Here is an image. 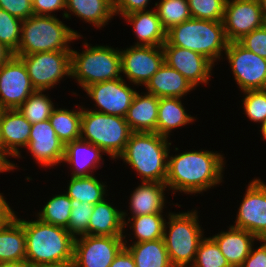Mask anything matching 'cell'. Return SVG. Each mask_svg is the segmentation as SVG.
<instances>
[{"label": "cell", "mask_w": 266, "mask_h": 267, "mask_svg": "<svg viewBox=\"0 0 266 267\" xmlns=\"http://www.w3.org/2000/svg\"><path fill=\"white\" fill-rule=\"evenodd\" d=\"M218 151L193 150L169 155L165 184L172 194H201L223 182L224 155ZM174 191V192H173Z\"/></svg>", "instance_id": "obj_1"}, {"label": "cell", "mask_w": 266, "mask_h": 267, "mask_svg": "<svg viewBox=\"0 0 266 267\" xmlns=\"http://www.w3.org/2000/svg\"><path fill=\"white\" fill-rule=\"evenodd\" d=\"M23 225L26 238V260L35 267L73 262L75 238L61 226L37 220H24L15 216Z\"/></svg>", "instance_id": "obj_2"}, {"label": "cell", "mask_w": 266, "mask_h": 267, "mask_svg": "<svg viewBox=\"0 0 266 267\" xmlns=\"http://www.w3.org/2000/svg\"><path fill=\"white\" fill-rule=\"evenodd\" d=\"M169 138L156 132H132L124 152L117 158L129 164L140 182L165 183L167 178Z\"/></svg>", "instance_id": "obj_3"}, {"label": "cell", "mask_w": 266, "mask_h": 267, "mask_svg": "<svg viewBox=\"0 0 266 267\" xmlns=\"http://www.w3.org/2000/svg\"><path fill=\"white\" fill-rule=\"evenodd\" d=\"M163 45L192 50L215 65V62H220L223 58L228 40L223 22L191 18L171 27L166 32V42Z\"/></svg>", "instance_id": "obj_4"}, {"label": "cell", "mask_w": 266, "mask_h": 267, "mask_svg": "<svg viewBox=\"0 0 266 267\" xmlns=\"http://www.w3.org/2000/svg\"><path fill=\"white\" fill-rule=\"evenodd\" d=\"M83 37L55 16L32 15L22 20L21 37L14 55L71 50V42Z\"/></svg>", "instance_id": "obj_5"}, {"label": "cell", "mask_w": 266, "mask_h": 267, "mask_svg": "<svg viewBox=\"0 0 266 267\" xmlns=\"http://www.w3.org/2000/svg\"><path fill=\"white\" fill-rule=\"evenodd\" d=\"M198 211L168 212L163 239L173 267H191L197 254L204 229L199 224ZM203 229V230H202Z\"/></svg>", "instance_id": "obj_6"}, {"label": "cell", "mask_w": 266, "mask_h": 267, "mask_svg": "<svg viewBox=\"0 0 266 267\" xmlns=\"http://www.w3.org/2000/svg\"><path fill=\"white\" fill-rule=\"evenodd\" d=\"M86 42L82 52L71 49V77L84 90L91 84L121 78L120 49Z\"/></svg>", "instance_id": "obj_7"}, {"label": "cell", "mask_w": 266, "mask_h": 267, "mask_svg": "<svg viewBox=\"0 0 266 267\" xmlns=\"http://www.w3.org/2000/svg\"><path fill=\"white\" fill-rule=\"evenodd\" d=\"M131 133L124 117L99 113L82 106L80 138L98 146L111 160L124 152Z\"/></svg>", "instance_id": "obj_8"}, {"label": "cell", "mask_w": 266, "mask_h": 267, "mask_svg": "<svg viewBox=\"0 0 266 267\" xmlns=\"http://www.w3.org/2000/svg\"><path fill=\"white\" fill-rule=\"evenodd\" d=\"M20 57L35 90L48 91L66 77H71V50L47 51Z\"/></svg>", "instance_id": "obj_9"}, {"label": "cell", "mask_w": 266, "mask_h": 267, "mask_svg": "<svg viewBox=\"0 0 266 267\" xmlns=\"http://www.w3.org/2000/svg\"><path fill=\"white\" fill-rule=\"evenodd\" d=\"M224 54L240 91L266 89V58L245 49L238 42H228Z\"/></svg>", "instance_id": "obj_10"}, {"label": "cell", "mask_w": 266, "mask_h": 267, "mask_svg": "<svg viewBox=\"0 0 266 267\" xmlns=\"http://www.w3.org/2000/svg\"><path fill=\"white\" fill-rule=\"evenodd\" d=\"M125 247L124 237L82 235L75 238V267H110Z\"/></svg>", "instance_id": "obj_11"}, {"label": "cell", "mask_w": 266, "mask_h": 267, "mask_svg": "<svg viewBox=\"0 0 266 267\" xmlns=\"http://www.w3.org/2000/svg\"><path fill=\"white\" fill-rule=\"evenodd\" d=\"M121 74L129 83L145 86L164 63L162 46L131 45L120 50Z\"/></svg>", "instance_id": "obj_12"}, {"label": "cell", "mask_w": 266, "mask_h": 267, "mask_svg": "<svg viewBox=\"0 0 266 267\" xmlns=\"http://www.w3.org/2000/svg\"><path fill=\"white\" fill-rule=\"evenodd\" d=\"M234 223L232 226L266 240V183L260 178L249 182Z\"/></svg>", "instance_id": "obj_13"}, {"label": "cell", "mask_w": 266, "mask_h": 267, "mask_svg": "<svg viewBox=\"0 0 266 267\" xmlns=\"http://www.w3.org/2000/svg\"><path fill=\"white\" fill-rule=\"evenodd\" d=\"M84 91L95 103V109L91 108L90 110L124 118L137 93V90L127 84L123 76L91 84Z\"/></svg>", "instance_id": "obj_14"}, {"label": "cell", "mask_w": 266, "mask_h": 267, "mask_svg": "<svg viewBox=\"0 0 266 267\" xmlns=\"http://www.w3.org/2000/svg\"><path fill=\"white\" fill-rule=\"evenodd\" d=\"M34 91L20 57L13 55L0 66V110L18 109Z\"/></svg>", "instance_id": "obj_15"}, {"label": "cell", "mask_w": 266, "mask_h": 267, "mask_svg": "<svg viewBox=\"0 0 266 267\" xmlns=\"http://www.w3.org/2000/svg\"><path fill=\"white\" fill-rule=\"evenodd\" d=\"M223 24L228 42H237L263 27L264 18L258 0H226Z\"/></svg>", "instance_id": "obj_16"}, {"label": "cell", "mask_w": 266, "mask_h": 267, "mask_svg": "<svg viewBox=\"0 0 266 267\" xmlns=\"http://www.w3.org/2000/svg\"><path fill=\"white\" fill-rule=\"evenodd\" d=\"M164 62L180 72L195 88L208 84L215 65L203 55L189 49L162 45Z\"/></svg>", "instance_id": "obj_17"}, {"label": "cell", "mask_w": 266, "mask_h": 267, "mask_svg": "<svg viewBox=\"0 0 266 267\" xmlns=\"http://www.w3.org/2000/svg\"><path fill=\"white\" fill-rule=\"evenodd\" d=\"M36 162L44 167L60 165L63 161L65 145L58 138L49 119L31 125L29 143L25 147Z\"/></svg>", "instance_id": "obj_18"}, {"label": "cell", "mask_w": 266, "mask_h": 267, "mask_svg": "<svg viewBox=\"0 0 266 267\" xmlns=\"http://www.w3.org/2000/svg\"><path fill=\"white\" fill-rule=\"evenodd\" d=\"M103 154L98 146L80 138L65 145L62 164H69L72 177L92 176L94 170L102 168Z\"/></svg>", "instance_id": "obj_19"}, {"label": "cell", "mask_w": 266, "mask_h": 267, "mask_svg": "<svg viewBox=\"0 0 266 267\" xmlns=\"http://www.w3.org/2000/svg\"><path fill=\"white\" fill-rule=\"evenodd\" d=\"M31 125L18 109L0 110V137L11 157H22L20 149L29 143Z\"/></svg>", "instance_id": "obj_20"}, {"label": "cell", "mask_w": 266, "mask_h": 267, "mask_svg": "<svg viewBox=\"0 0 266 267\" xmlns=\"http://www.w3.org/2000/svg\"><path fill=\"white\" fill-rule=\"evenodd\" d=\"M231 267H240L259 239L247 230L232 225L211 237Z\"/></svg>", "instance_id": "obj_21"}, {"label": "cell", "mask_w": 266, "mask_h": 267, "mask_svg": "<svg viewBox=\"0 0 266 267\" xmlns=\"http://www.w3.org/2000/svg\"><path fill=\"white\" fill-rule=\"evenodd\" d=\"M146 93L158 98H183L196 88L176 69L165 62L145 85Z\"/></svg>", "instance_id": "obj_22"}, {"label": "cell", "mask_w": 266, "mask_h": 267, "mask_svg": "<svg viewBox=\"0 0 266 267\" xmlns=\"http://www.w3.org/2000/svg\"><path fill=\"white\" fill-rule=\"evenodd\" d=\"M128 214L125 210L117 209L107 199L94 205L89 220L88 235L123 237L124 222Z\"/></svg>", "instance_id": "obj_23"}, {"label": "cell", "mask_w": 266, "mask_h": 267, "mask_svg": "<svg viewBox=\"0 0 266 267\" xmlns=\"http://www.w3.org/2000/svg\"><path fill=\"white\" fill-rule=\"evenodd\" d=\"M132 25L137 41L134 45L162 46L166 42V30L163 28L155 7L138 11L122 17Z\"/></svg>", "instance_id": "obj_24"}, {"label": "cell", "mask_w": 266, "mask_h": 267, "mask_svg": "<svg viewBox=\"0 0 266 267\" xmlns=\"http://www.w3.org/2000/svg\"><path fill=\"white\" fill-rule=\"evenodd\" d=\"M167 185L161 182H141L131 193L129 212L131 217L165 213Z\"/></svg>", "instance_id": "obj_25"}, {"label": "cell", "mask_w": 266, "mask_h": 267, "mask_svg": "<svg viewBox=\"0 0 266 267\" xmlns=\"http://www.w3.org/2000/svg\"><path fill=\"white\" fill-rule=\"evenodd\" d=\"M72 14L96 28H104L115 15L113 0H66L62 16L71 19Z\"/></svg>", "instance_id": "obj_26"}, {"label": "cell", "mask_w": 266, "mask_h": 267, "mask_svg": "<svg viewBox=\"0 0 266 267\" xmlns=\"http://www.w3.org/2000/svg\"><path fill=\"white\" fill-rule=\"evenodd\" d=\"M159 98L137 92L125 116L132 132H156Z\"/></svg>", "instance_id": "obj_27"}, {"label": "cell", "mask_w": 266, "mask_h": 267, "mask_svg": "<svg viewBox=\"0 0 266 267\" xmlns=\"http://www.w3.org/2000/svg\"><path fill=\"white\" fill-rule=\"evenodd\" d=\"M185 110L181 98H159L156 133L170 138L172 130L192 124L196 119Z\"/></svg>", "instance_id": "obj_28"}, {"label": "cell", "mask_w": 266, "mask_h": 267, "mask_svg": "<svg viewBox=\"0 0 266 267\" xmlns=\"http://www.w3.org/2000/svg\"><path fill=\"white\" fill-rule=\"evenodd\" d=\"M26 260V238L21 222L15 217L0 228V263Z\"/></svg>", "instance_id": "obj_29"}, {"label": "cell", "mask_w": 266, "mask_h": 267, "mask_svg": "<svg viewBox=\"0 0 266 267\" xmlns=\"http://www.w3.org/2000/svg\"><path fill=\"white\" fill-rule=\"evenodd\" d=\"M123 237L125 248L133 256L136 267H173L163 238L128 244L125 234Z\"/></svg>", "instance_id": "obj_30"}, {"label": "cell", "mask_w": 266, "mask_h": 267, "mask_svg": "<svg viewBox=\"0 0 266 267\" xmlns=\"http://www.w3.org/2000/svg\"><path fill=\"white\" fill-rule=\"evenodd\" d=\"M81 114V105L77 109L72 110L58 107L53 110L49 122L64 145L80 139Z\"/></svg>", "instance_id": "obj_31"}, {"label": "cell", "mask_w": 266, "mask_h": 267, "mask_svg": "<svg viewBox=\"0 0 266 267\" xmlns=\"http://www.w3.org/2000/svg\"><path fill=\"white\" fill-rule=\"evenodd\" d=\"M67 191L65 192L70 199L95 205L103 201L108 191L105 183L96 176L72 177L68 180Z\"/></svg>", "instance_id": "obj_32"}, {"label": "cell", "mask_w": 266, "mask_h": 267, "mask_svg": "<svg viewBox=\"0 0 266 267\" xmlns=\"http://www.w3.org/2000/svg\"><path fill=\"white\" fill-rule=\"evenodd\" d=\"M163 213L147 214L143 216L128 217L124 222V227L129 226L133 231L134 239L132 243H140L144 241H154L163 238L165 215Z\"/></svg>", "instance_id": "obj_33"}, {"label": "cell", "mask_w": 266, "mask_h": 267, "mask_svg": "<svg viewBox=\"0 0 266 267\" xmlns=\"http://www.w3.org/2000/svg\"><path fill=\"white\" fill-rule=\"evenodd\" d=\"M71 199L66 193L55 194L50 197L49 201L43 206L41 211L37 212L36 217L43 222L68 227L69 218L71 214Z\"/></svg>", "instance_id": "obj_34"}, {"label": "cell", "mask_w": 266, "mask_h": 267, "mask_svg": "<svg viewBox=\"0 0 266 267\" xmlns=\"http://www.w3.org/2000/svg\"><path fill=\"white\" fill-rule=\"evenodd\" d=\"M45 91L35 90L18 108L22 115L31 123L46 121L56 108Z\"/></svg>", "instance_id": "obj_35"}, {"label": "cell", "mask_w": 266, "mask_h": 267, "mask_svg": "<svg viewBox=\"0 0 266 267\" xmlns=\"http://www.w3.org/2000/svg\"><path fill=\"white\" fill-rule=\"evenodd\" d=\"M154 7L166 31L192 18L187 0H160Z\"/></svg>", "instance_id": "obj_36"}, {"label": "cell", "mask_w": 266, "mask_h": 267, "mask_svg": "<svg viewBox=\"0 0 266 267\" xmlns=\"http://www.w3.org/2000/svg\"><path fill=\"white\" fill-rule=\"evenodd\" d=\"M191 267H231L220 251L217 243L210 237H204L197 248V254Z\"/></svg>", "instance_id": "obj_37"}, {"label": "cell", "mask_w": 266, "mask_h": 267, "mask_svg": "<svg viewBox=\"0 0 266 267\" xmlns=\"http://www.w3.org/2000/svg\"><path fill=\"white\" fill-rule=\"evenodd\" d=\"M71 214L69 218L68 232L74 237L88 235V225L93 213L94 205L71 199Z\"/></svg>", "instance_id": "obj_38"}, {"label": "cell", "mask_w": 266, "mask_h": 267, "mask_svg": "<svg viewBox=\"0 0 266 267\" xmlns=\"http://www.w3.org/2000/svg\"><path fill=\"white\" fill-rule=\"evenodd\" d=\"M22 20L0 8V43L13 53L18 50Z\"/></svg>", "instance_id": "obj_39"}, {"label": "cell", "mask_w": 266, "mask_h": 267, "mask_svg": "<svg viewBox=\"0 0 266 267\" xmlns=\"http://www.w3.org/2000/svg\"><path fill=\"white\" fill-rule=\"evenodd\" d=\"M194 19L223 22L226 0H187Z\"/></svg>", "instance_id": "obj_40"}, {"label": "cell", "mask_w": 266, "mask_h": 267, "mask_svg": "<svg viewBox=\"0 0 266 267\" xmlns=\"http://www.w3.org/2000/svg\"><path fill=\"white\" fill-rule=\"evenodd\" d=\"M244 94L243 109L249 120L253 123L262 124L266 119V89L264 90H248L242 92Z\"/></svg>", "instance_id": "obj_41"}, {"label": "cell", "mask_w": 266, "mask_h": 267, "mask_svg": "<svg viewBox=\"0 0 266 267\" xmlns=\"http://www.w3.org/2000/svg\"><path fill=\"white\" fill-rule=\"evenodd\" d=\"M245 49L266 58V28L260 27L237 41Z\"/></svg>", "instance_id": "obj_42"}, {"label": "cell", "mask_w": 266, "mask_h": 267, "mask_svg": "<svg viewBox=\"0 0 266 267\" xmlns=\"http://www.w3.org/2000/svg\"><path fill=\"white\" fill-rule=\"evenodd\" d=\"M0 8L21 20L33 15L32 4L29 0H0Z\"/></svg>", "instance_id": "obj_43"}, {"label": "cell", "mask_w": 266, "mask_h": 267, "mask_svg": "<svg viewBox=\"0 0 266 267\" xmlns=\"http://www.w3.org/2000/svg\"><path fill=\"white\" fill-rule=\"evenodd\" d=\"M151 0H113V7L115 16L121 15L122 17L138 11H146Z\"/></svg>", "instance_id": "obj_44"}, {"label": "cell", "mask_w": 266, "mask_h": 267, "mask_svg": "<svg viewBox=\"0 0 266 267\" xmlns=\"http://www.w3.org/2000/svg\"><path fill=\"white\" fill-rule=\"evenodd\" d=\"M65 8L66 0H35L32 4L33 15L53 16V12Z\"/></svg>", "instance_id": "obj_45"}, {"label": "cell", "mask_w": 266, "mask_h": 267, "mask_svg": "<svg viewBox=\"0 0 266 267\" xmlns=\"http://www.w3.org/2000/svg\"><path fill=\"white\" fill-rule=\"evenodd\" d=\"M260 246L251 249L240 267H266V240H259Z\"/></svg>", "instance_id": "obj_46"}, {"label": "cell", "mask_w": 266, "mask_h": 267, "mask_svg": "<svg viewBox=\"0 0 266 267\" xmlns=\"http://www.w3.org/2000/svg\"><path fill=\"white\" fill-rule=\"evenodd\" d=\"M15 212L16 211H13L8 204L5 196H3V193H0V228L4 227L15 218Z\"/></svg>", "instance_id": "obj_47"}, {"label": "cell", "mask_w": 266, "mask_h": 267, "mask_svg": "<svg viewBox=\"0 0 266 267\" xmlns=\"http://www.w3.org/2000/svg\"><path fill=\"white\" fill-rule=\"evenodd\" d=\"M110 267H136L133 256L124 247L115 257Z\"/></svg>", "instance_id": "obj_48"}, {"label": "cell", "mask_w": 266, "mask_h": 267, "mask_svg": "<svg viewBox=\"0 0 266 267\" xmlns=\"http://www.w3.org/2000/svg\"><path fill=\"white\" fill-rule=\"evenodd\" d=\"M12 158L10 157V155L4 150L3 148V144H2V141H1V137H0V166L6 171V172H10V171H13L14 169H18V165L15 164L13 161L11 162L9 160V158Z\"/></svg>", "instance_id": "obj_49"}, {"label": "cell", "mask_w": 266, "mask_h": 267, "mask_svg": "<svg viewBox=\"0 0 266 267\" xmlns=\"http://www.w3.org/2000/svg\"><path fill=\"white\" fill-rule=\"evenodd\" d=\"M13 55L14 53L10 49L0 43V66L6 63Z\"/></svg>", "instance_id": "obj_50"}, {"label": "cell", "mask_w": 266, "mask_h": 267, "mask_svg": "<svg viewBox=\"0 0 266 267\" xmlns=\"http://www.w3.org/2000/svg\"><path fill=\"white\" fill-rule=\"evenodd\" d=\"M0 267H35L27 260L21 262H1Z\"/></svg>", "instance_id": "obj_51"}, {"label": "cell", "mask_w": 266, "mask_h": 267, "mask_svg": "<svg viewBox=\"0 0 266 267\" xmlns=\"http://www.w3.org/2000/svg\"><path fill=\"white\" fill-rule=\"evenodd\" d=\"M259 5L261 7V12L263 14V18H266V0H258Z\"/></svg>", "instance_id": "obj_52"}, {"label": "cell", "mask_w": 266, "mask_h": 267, "mask_svg": "<svg viewBox=\"0 0 266 267\" xmlns=\"http://www.w3.org/2000/svg\"><path fill=\"white\" fill-rule=\"evenodd\" d=\"M259 131L261 132L263 139L266 141V119L260 125V130Z\"/></svg>", "instance_id": "obj_53"}, {"label": "cell", "mask_w": 266, "mask_h": 267, "mask_svg": "<svg viewBox=\"0 0 266 267\" xmlns=\"http://www.w3.org/2000/svg\"><path fill=\"white\" fill-rule=\"evenodd\" d=\"M43 267H75L73 262H68L64 264H59V265H50V266H43Z\"/></svg>", "instance_id": "obj_54"}, {"label": "cell", "mask_w": 266, "mask_h": 267, "mask_svg": "<svg viewBox=\"0 0 266 267\" xmlns=\"http://www.w3.org/2000/svg\"><path fill=\"white\" fill-rule=\"evenodd\" d=\"M6 172L1 166H0V173Z\"/></svg>", "instance_id": "obj_55"}, {"label": "cell", "mask_w": 266, "mask_h": 267, "mask_svg": "<svg viewBox=\"0 0 266 267\" xmlns=\"http://www.w3.org/2000/svg\"><path fill=\"white\" fill-rule=\"evenodd\" d=\"M264 27L266 28V18H264Z\"/></svg>", "instance_id": "obj_56"}]
</instances>
